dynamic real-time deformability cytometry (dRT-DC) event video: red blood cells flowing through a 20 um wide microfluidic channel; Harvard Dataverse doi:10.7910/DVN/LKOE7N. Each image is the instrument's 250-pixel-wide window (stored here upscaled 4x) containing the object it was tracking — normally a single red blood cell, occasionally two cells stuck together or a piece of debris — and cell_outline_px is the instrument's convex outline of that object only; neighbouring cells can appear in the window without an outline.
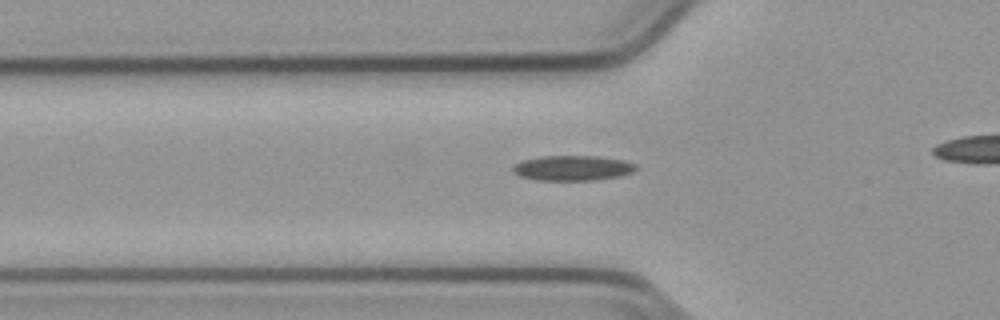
{"species": "common noctule bat (a hibernating species)", "species_latin": "Nyctalus noctula", "temperature_condition": "cold", "stored_images_in_passage": 28, "camera_frame_rate_fps": 3000, "um_per_image_px": 0.085, "animal": {"sex": "male", "body_mass_g": 23.1, "forearm_length_mm": 52.7}, "frame": {"image": 1, "passage_image": 2, "time_ms": 0.333, "image_size_px": [1000, 320], "cell_outline_px": [[636, 168], [632, 172], [620, 176], [592, 180], [536, 180], [520, 176], [512, 172], [512, 168], [516, 164], [524, 160], [540, 156], [600, 156], [624, 160], [636, 164]], "centroid_in_image_um": [48.67, 14.28], "position_along_channel_um": 77.1, "area_um2": 17.98}}
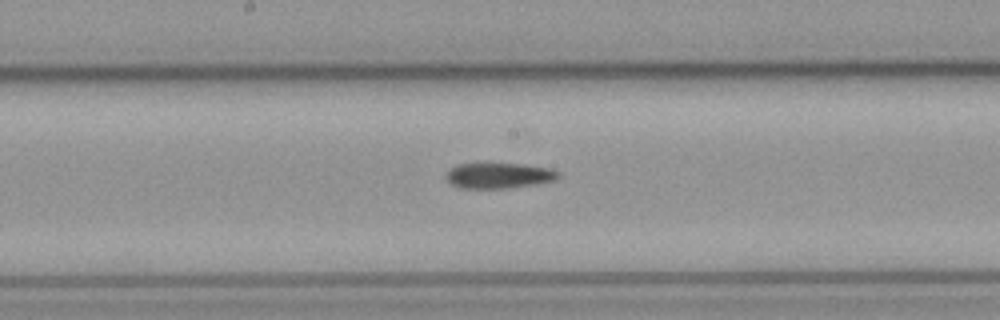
{"frame": {"image": 2, "passage_image": 12, "time_ms": 3.667, "image_size_px": [1000, 320], "cell_outline_px": [[560, 176], [556, 180], [536, 184], [512, 188], [460, 188], [452, 184], [444, 176], [452, 168], [460, 164], [488, 160], [520, 164], [548, 168], [560, 172]], "centroid_in_image_um": [42.4, 14.88], "position_along_channel_um": 205.8, "area_um2": 17.4}}
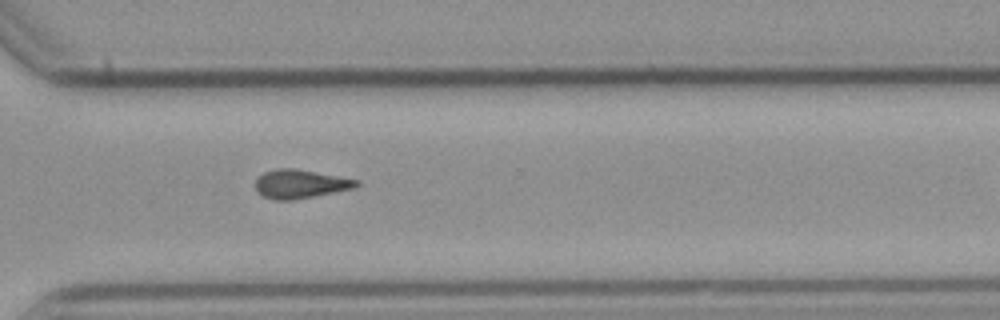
{"frame": {"image": 3, "passage_image": 23, "time_ms": 7.333, "image_size_px": [1000, 320], "cell_outline_px": [[360, 184], [356, 188], [292, 200], [272, 200], [256, 192], [256, 180], [264, 172], [276, 168], [296, 168], [360, 180]], "centroid_in_image_um": [25.54, 15.63], "position_along_channel_um": 345.1, "area_um2": 16.99}}